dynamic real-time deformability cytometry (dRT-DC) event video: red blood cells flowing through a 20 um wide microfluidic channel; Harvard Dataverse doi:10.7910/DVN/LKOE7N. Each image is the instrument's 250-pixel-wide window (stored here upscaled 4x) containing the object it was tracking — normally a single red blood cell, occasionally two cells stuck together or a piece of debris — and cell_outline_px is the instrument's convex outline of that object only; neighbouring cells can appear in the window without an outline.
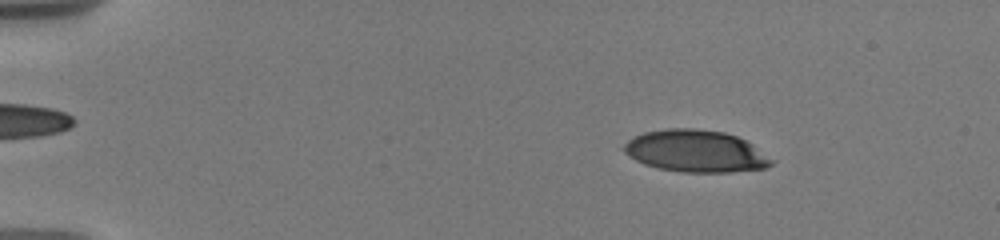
{"species": "human", "species_latin": "Homo sapiens", "temperature_condition": "warm", "stored_images_in_passage": 70, "camera_frame_rate_fps": 3000, "um_per_image_px": 0.085, "donor": {"sex": "male"}, "frame": {"image": 1, "passage_image": 8, "time_ms": 3.0, "image_size_px": [1000, 240], "cell_outline_px": [[776, 160], [772, 164], [764, 168], [732, 172], [684, 172], [660, 168], [644, 164], [636, 160], [624, 152], [620, 148], [628, 140], [644, 132], [668, 128], [692, 128], [724, 132], [736, 136], [752, 144]], "centroid_in_image_um": [59.15, 12.84], "position_along_channel_um": 25.9, "area_um2": 36.13}}
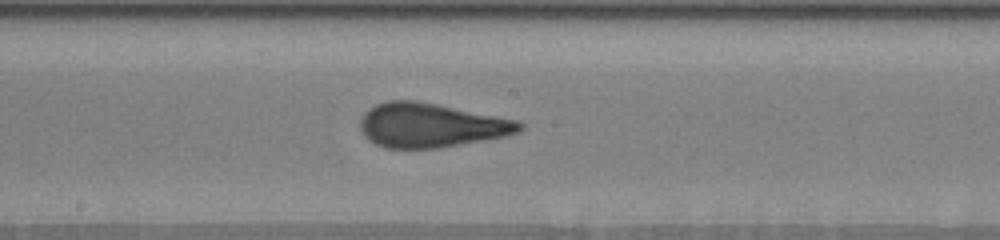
{"frame": {"image": 2, "passage_image": 36, "time_ms": 10.667, "image_size_px": [1000, 240], "cell_outline_px": [[524, 128], [516, 132], [504, 136], [460, 144], [436, 148], [384, 148], [368, 140], [360, 132], [360, 120], [364, 112], [376, 104], [388, 100], [416, 100], [516, 120], [524, 124]], "centroid_in_image_um": [36.55, 10.65], "position_along_channel_um": 211.6, "area_um2": 40.75}}
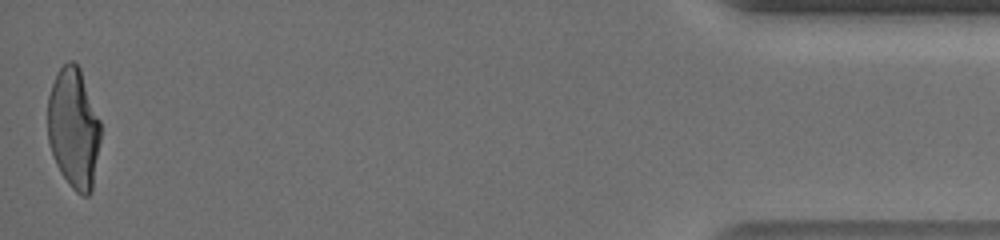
{"frame": {"image": 3, "passage_image": 70, "time_ms": 18.667, "image_size_px": [1000, 240], "cell_outline_px": [[100, 140], [92, 192], [88, 196], [84, 196], [76, 192], [72, 188], [60, 172], [56, 164], [48, 140], [48, 96], [56, 72], [68, 60], [72, 60], [80, 68], [100, 120]], "centroid_in_image_um": [6.26, 10.9], "position_along_channel_um": 428.9, "area_um2": 37.22}, "authors_computed_cell_mechanics": {"area_um2": 39.3907, "velocity_mm_per_s": 3.6693, "shape_relaxation_time_tau1_ms": 6.9885, "shape_relaxation_time_tau2_ms": null, "deformation_change_tau1": 0.269, "deformation_change_tau2": null}}